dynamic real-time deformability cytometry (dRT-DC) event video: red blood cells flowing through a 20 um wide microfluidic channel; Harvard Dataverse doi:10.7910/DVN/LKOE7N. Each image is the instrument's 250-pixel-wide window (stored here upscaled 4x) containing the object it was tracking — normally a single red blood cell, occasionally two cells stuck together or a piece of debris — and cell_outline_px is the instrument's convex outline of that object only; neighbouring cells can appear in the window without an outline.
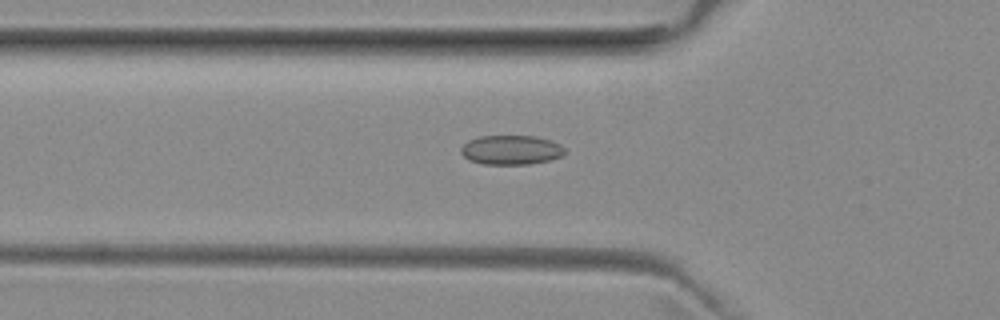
{"species": "common noctule bat (a hibernating species)", "species_latin": "Nyctalus noctula", "temperature_condition": "room temperature", "stored_images_in_passage": 52, "camera_frame_rate_fps": 3000, "um_per_image_px": 0.085, "animal": {"sex": "female", "body_mass_g": 29.2, "forearm_length_mm": 56.3}, "frame": {"image": 1, "passage_image": 18, "time_ms": 5.667, "image_size_px": [1000, 320], "cell_outline_px": [[564, 152], [560, 156], [552, 160], [528, 164], [484, 164], [468, 160], [460, 152], [460, 148], [468, 140], [480, 136], [536, 136], [552, 140], [560, 144], [564, 148]], "centroid_in_image_um": [43.43, 12.74], "position_along_channel_um": 82.4, "area_um2": 17.86}}
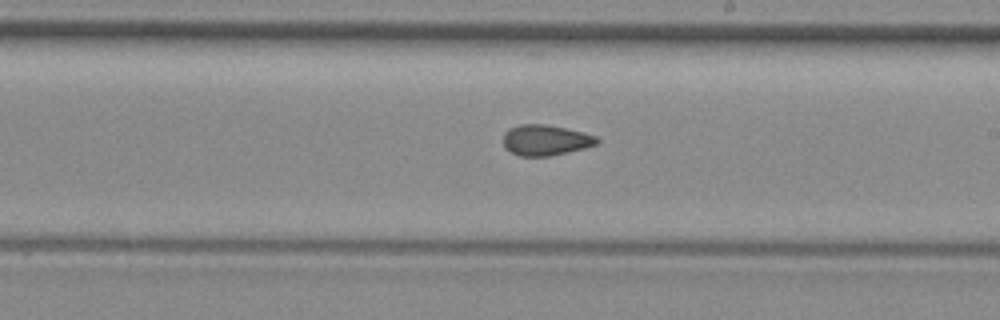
{"frame": {"image": 2, "passage_image": 30, "time_ms": 9.667, "image_size_px": [1000, 320], "cell_outline_px": [[600, 140], [596, 144], [584, 148], [568, 152], [548, 156], [520, 156], [504, 148], [504, 132], [508, 128], [520, 124], [544, 124], [584, 132], [596, 136]], "centroid_in_image_um": [46.36, 11.9], "position_along_channel_um": 242.6, "area_um2": 16.7}}
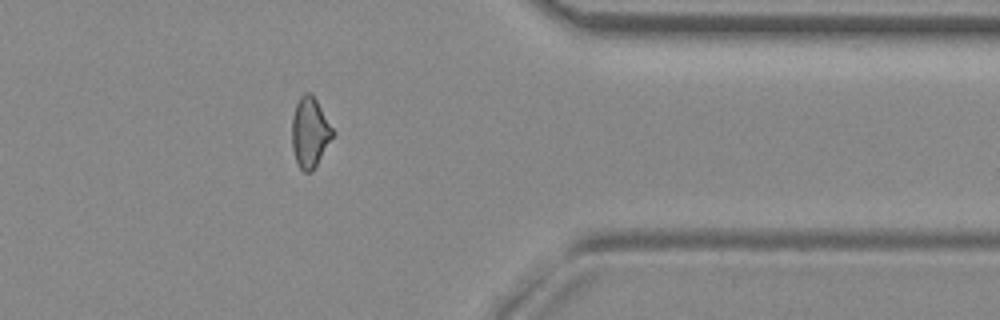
{"frame": {"image": 3, "passage_image": 42, "time_ms": 13.667, "image_size_px": [1000, 320], "cell_outline_px": [[336, 132], [312, 172], [304, 172], [300, 168], [296, 160], [292, 148], [292, 116], [296, 104], [300, 96], [304, 92], [308, 92], [316, 100]], "centroid_in_image_um": [26.34, 11.26], "position_along_channel_um": 385.1, "area_um2": 16.65}, "authors_computed_cell_mechanics": {"area_um2": 17.1088, "velocity_mm_per_s": 3.9929, "shape_relaxation_time_tau1_ms": null, "shape_relaxation_time_tau2_ms": 1.8526, "deformation_change_tau1": null, "deformation_change_tau2": 0.0776}}